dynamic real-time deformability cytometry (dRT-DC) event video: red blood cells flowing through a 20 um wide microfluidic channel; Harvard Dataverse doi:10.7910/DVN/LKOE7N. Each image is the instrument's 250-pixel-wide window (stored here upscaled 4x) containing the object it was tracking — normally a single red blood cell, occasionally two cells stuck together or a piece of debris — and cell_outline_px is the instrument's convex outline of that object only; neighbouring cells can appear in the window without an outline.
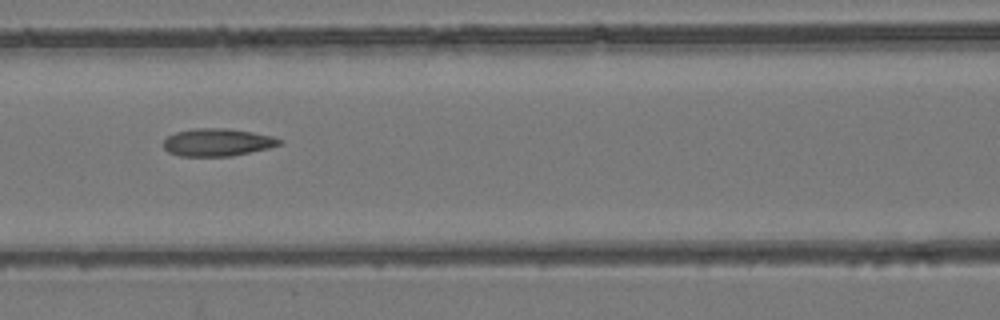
{"species": "common noctule bat (a hibernating species)", "species_latin": "Nyctalus noctula", "temperature_condition": "room temperature", "stored_images_in_passage": 6, "camera_frame_rate_fps": 3000, "um_per_image_px": 0.085, "animal": {"sex": "female", "body_mass_g": 24.6, "forearm_length_mm": 56.2}, "frame": {"image": 1, "passage_image": 4, "time_ms": 1.0, "image_size_px": [1000, 320], "cell_outline_px": [[284, 140], [280, 144], [268, 148], [232, 156], [180, 156], [168, 152], [164, 148], [164, 140], [168, 136], [176, 132], [196, 128], [228, 128], [252, 132], [272, 136]], "centroid_in_image_um": [18.48, 12.09], "position_along_channel_um": 148.1, "area_um2": 18.61}}
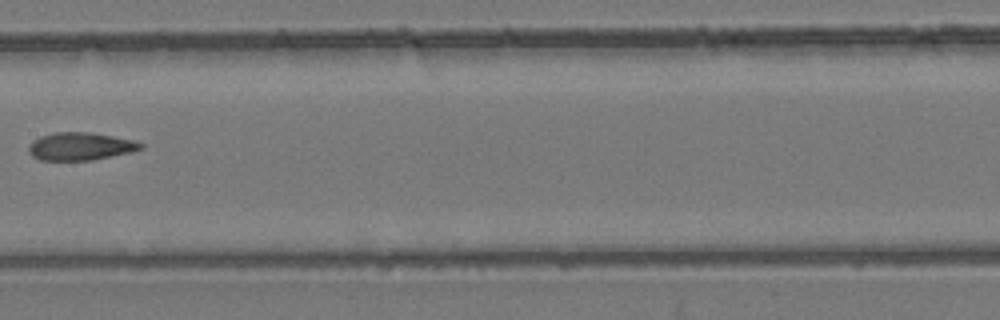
{"frame": {"image": 2, "passage_image": 5, "time_ms": 1.333, "image_size_px": [1000, 320], "cell_outline_px": [[144, 148], [132, 152], [92, 160], [40, 160], [32, 156], [28, 152], [28, 144], [32, 140], [40, 136], [56, 132], [88, 132], [136, 140], [144, 144]], "centroid_in_image_um": [6.83, 12.44], "position_along_channel_um": 200.6, "area_um2": 18.32}}
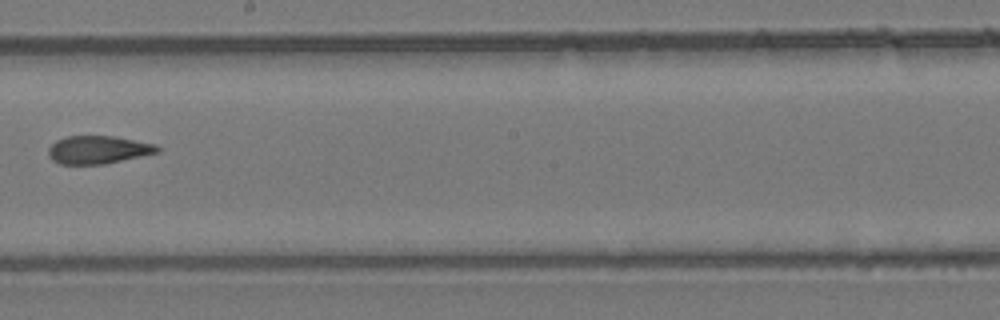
{"frame": {"image": 3, "passage_image": 6, "time_ms": 1.667, "image_size_px": [1000, 320], "cell_outline_px": [[160, 152], [104, 164], [60, 164], [52, 160], [48, 156], [48, 148], [56, 140], [68, 136], [112, 136], [156, 144], [160, 148]], "centroid_in_image_um": [8.33, 12.73], "position_along_channel_um": 239.9, "area_um2": 17.74}}